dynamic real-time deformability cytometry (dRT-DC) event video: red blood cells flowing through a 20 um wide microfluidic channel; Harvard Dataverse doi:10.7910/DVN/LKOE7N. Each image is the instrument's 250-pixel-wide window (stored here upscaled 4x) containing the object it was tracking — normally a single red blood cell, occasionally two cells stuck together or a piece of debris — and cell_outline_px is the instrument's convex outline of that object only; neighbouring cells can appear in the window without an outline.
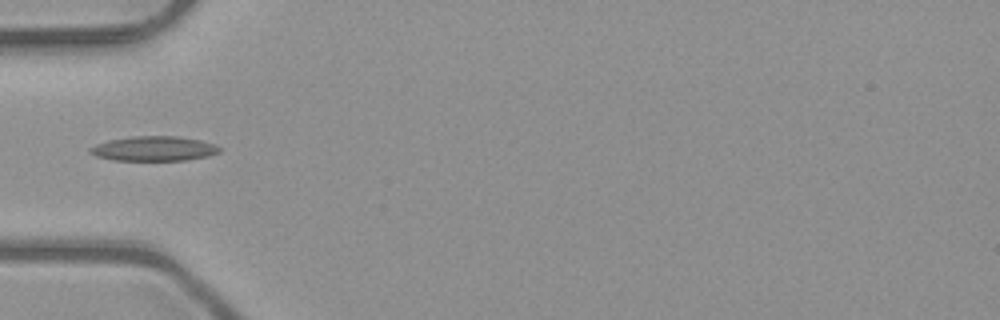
{"species": "common noctule bat (a hibernating species)", "species_latin": "Nyctalus noctula", "temperature_condition": "room temperature", "stored_images_in_passage": 5, "camera_frame_rate_fps": 3000, "um_per_image_px": 0.085, "animal": {"sex": "male", "body_mass_g": 23.1, "forearm_length_mm": 52.7}, "frame": {"image": 1, "passage_image": 4, "time_ms": 1.0, "image_size_px": [1000, 320], "cell_outline_px": [[220, 152], [208, 156], [188, 160], [112, 160], [96, 156], [88, 152], [88, 148], [96, 144], [108, 140], [132, 136], [176, 136], [200, 140], [216, 144], [220, 148]], "centroid_in_image_um": [13.07, 12.63], "position_along_channel_um": 71.9, "area_um2": 18.73}}
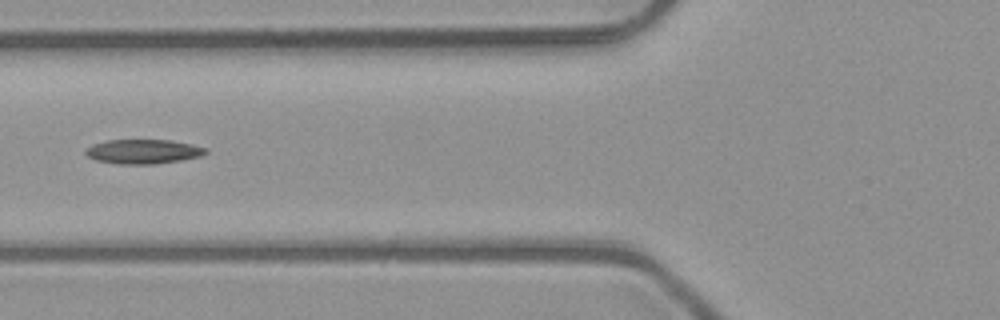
{"frame": {"image": 2, "passage_image": 5, "time_ms": 1.333, "image_size_px": [1000, 320], "cell_outline_px": [[208, 152], [200, 156], [180, 160], [152, 164], [116, 164], [96, 160], [88, 156], [84, 152], [92, 144], [108, 140], [172, 140], [192, 144], [208, 148]], "centroid_in_image_um": [12.19, 12.88], "position_along_channel_um": 113.6, "area_um2": 17.05}}